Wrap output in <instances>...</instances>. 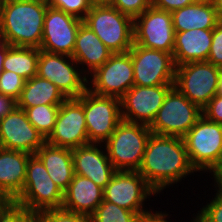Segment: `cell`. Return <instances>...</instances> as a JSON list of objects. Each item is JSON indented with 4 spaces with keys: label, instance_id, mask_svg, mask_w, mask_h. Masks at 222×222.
I'll list each match as a JSON object with an SVG mask.
<instances>
[{
    "label": "cell",
    "instance_id": "cell-35",
    "mask_svg": "<svg viewBox=\"0 0 222 222\" xmlns=\"http://www.w3.org/2000/svg\"><path fill=\"white\" fill-rule=\"evenodd\" d=\"M108 4L134 20L152 6V0H109Z\"/></svg>",
    "mask_w": 222,
    "mask_h": 222
},
{
    "label": "cell",
    "instance_id": "cell-34",
    "mask_svg": "<svg viewBox=\"0 0 222 222\" xmlns=\"http://www.w3.org/2000/svg\"><path fill=\"white\" fill-rule=\"evenodd\" d=\"M216 195L210 203L198 211L194 222H222V187L218 186Z\"/></svg>",
    "mask_w": 222,
    "mask_h": 222
},
{
    "label": "cell",
    "instance_id": "cell-4",
    "mask_svg": "<svg viewBox=\"0 0 222 222\" xmlns=\"http://www.w3.org/2000/svg\"><path fill=\"white\" fill-rule=\"evenodd\" d=\"M83 23L113 54L128 52L133 46V19L109 4L92 5Z\"/></svg>",
    "mask_w": 222,
    "mask_h": 222
},
{
    "label": "cell",
    "instance_id": "cell-9",
    "mask_svg": "<svg viewBox=\"0 0 222 222\" xmlns=\"http://www.w3.org/2000/svg\"><path fill=\"white\" fill-rule=\"evenodd\" d=\"M77 65L72 56L39 49L37 75L56 85L67 98H78L88 87V76Z\"/></svg>",
    "mask_w": 222,
    "mask_h": 222
},
{
    "label": "cell",
    "instance_id": "cell-29",
    "mask_svg": "<svg viewBox=\"0 0 222 222\" xmlns=\"http://www.w3.org/2000/svg\"><path fill=\"white\" fill-rule=\"evenodd\" d=\"M141 217L135 212L119 207L114 203L102 201L89 222H139Z\"/></svg>",
    "mask_w": 222,
    "mask_h": 222
},
{
    "label": "cell",
    "instance_id": "cell-19",
    "mask_svg": "<svg viewBox=\"0 0 222 222\" xmlns=\"http://www.w3.org/2000/svg\"><path fill=\"white\" fill-rule=\"evenodd\" d=\"M101 146L103 145L90 143L74 148L72 149V158L75 174L91 179L104 189L116 170Z\"/></svg>",
    "mask_w": 222,
    "mask_h": 222
},
{
    "label": "cell",
    "instance_id": "cell-42",
    "mask_svg": "<svg viewBox=\"0 0 222 222\" xmlns=\"http://www.w3.org/2000/svg\"><path fill=\"white\" fill-rule=\"evenodd\" d=\"M8 50H9V44L0 41V76L4 71L3 62Z\"/></svg>",
    "mask_w": 222,
    "mask_h": 222
},
{
    "label": "cell",
    "instance_id": "cell-27",
    "mask_svg": "<svg viewBox=\"0 0 222 222\" xmlns=\"http://www.w3.org/2000/svg\"><path fill=\"white\" fill-rule=\"evenodd\" d=\"M39 48L11 46L5 56L3 68L12 71L26 81L37 75Z\"/></svg>",
    "mask_w": 222,
    "mask_h": 222
},
{
    "label": "cell",
    "instance_id": "cell-40",
    "mask_svg": "<svg viewBox=\"0 0 222 222\" xmlns=\"http://www.w3.org/2000/svg\"><path fill=\"white\" fill-rule=\"evenodd\" d=\"M160 211H156L154 213H151L149 215L143 216L141 217L139 222H168L167 220H165V218L169 215L166 213H162V211L159 213Z\"/></svg>",
    "mask_w": 222,
    "mask_h": 222
},
{
    "label": "cell",
    "instance_id": "cell-10",
    "mask_svg": "<svg viewBox=\"0 0 222 222\" xmlns=\"http://www.w3.org/2000/svg\"><path fill=\"white\" fill-rule=\"evenodd\" d=\"M83 108L89 144H104L122 121L120 99L87 89L83 93Z\"/></svg>",
    "mask_w": 222,
    "mask_h": 222
},
{
    "label": "cell",
    "instance_id": "cell-16",
    "mask_svg": "<svg viewBox=\"0 0 222 222\" xmlns=\"http://www.w3.org/2000/svg\"><path fill=\"white\" fill-rule=\"evenodd\" d=\"M173 86L134 85L120 98L122 120L150 126Z\"/></svg>",
    "mask_w": 222,
    "mask_h": 222
},
{
    "label": "cell",
    "instance_id": "cell-30",
    "mask_svg": "<svg viewBox=\"0 0 222 222\" xmlns=\"http://www.w3.org/2000/svg\"><path fill=\"white\" fill-rule=\"evenodd\" d=\"M0 222H37L36 213L15 200L0 201Z\"/></svg>",
    "mask_w": 222,
    "mask_h": 222
},
{
    "label": "cell",
    "instance_id": "cell-38",
    "mask_svg": "<svg viewBox=\"0 0 222 222\" xmlns=\"http://www.w3.org/2000/svg\"><path fill=\"white\" fill-rule=\"evenodd\" d=\"M198 1L200 0H152V6L160 10L172 12Z\"/></svg>",
    "mask_w": 222,
    "mask_h": 222
},
{
    "label": "cell",
    "instance_id": "cell-14",
    "mask_svg": "<svg viewBox=\"0 0 222 222\" xmlns=\"http://www.w3.org/2000/svg\"><path fill=\"white\" fill-rule=\"evenodd\" d=\"M134 44L173 55L175 30L171 12L153 6L133 20Z\"/></svg>",
    "mask_w": 222,
    "mask_h": 222
},
{
    "label": "cell",
    "instance_id": "cell-6",
    "mask_svg": "<svg viewBox=\"0 0 222 222\" xmlns=\"http://www.w3.org/2000/svg\"><path fill=\"white\" fill-rule=\"evenodd\" d=\"M64 193L50 178L43 162L36 154L29 156L24 188L15 199L29 211L41 212L61 208Z\"/></svg>",
    "mask_w": 222,
    "mask_h": 222
},
{
    "label": "cell",
    "instance_id": "cell-31",
    "mask_svg": "<svg viewBox=\"0 0 222 222\" xmlns=\"http://www.w3.org/2000/svg\"><path fill=\"white\" fill-rule=\"evenodd\" d=\"M37 222H89V218L64 208L47 209L36 214Z\"/></svg>",
    "mask_w": 222,
    "mask_h": 222
},
{
    "label": "cell",
    "instance_id": "cell-2",
    "mask_svg": "<svg viewBox=\"0 0 222 222\" xmlns=\"http://www.w3.org/2000/svg\"><path fill=\"white\" fill-rule=\"evenodd\" d=\"M46 0H0V41L40 48Z\"/></svg>",
    "mask_w": 222,
    "mask_h": 222
},
{
    "label": "cell",
    "instance_id": "cell-21",
    "mask_svg": "<svg viewBox=\"0 0 222 222\" xmlns=\"http://www.w3.org/2000/svg\"><path fill=\"white\" fill-rule=\"evenodd\" d=\"M103 201V188L91 179L75 174L64 192L62 208L88 218Z\"/></svg>",
    "mask_w": 222,
    "mask_h": 222
},
{
    "label": "cell",
    "instance_id": "cell-5",
    "mask_svg": "<svg viewBox=\"0 0 222 222\" xmlns=\"http://www.w3.org/2000/svg\"><path fill=\"white\" fill-rule=\"evenodd\" d=\"M191 166L212 173L222 159V124L201 115L183 137Z\"/></svg>",
    "mask_w": 222,
    "mask_h": 222
},
{
    "label": "cell",
    "instance_id": "cell-1",
    "mask_svg": "<svg viewBox=\"0 0 222 222\" xmlns=\"http://www.w3.org/2000/svg\"><path fill=\"white\" fill-rule=\"evenodd\" d=\"M195 171L183 138L151 134L138 172L157 194Z\"/></svg>",
    "mask_w": 222,
    "mask_h": 222
},
{
    "label": "cell",
    "instance_id": "cell-26",
    "mask_svg": "<svg viewBox=\"0 0 222 222\" xmlns=\"http://www.w3.org/2000/svg\"><path fill=\"white\" fill-rule=\"evenodd\" d=\"M66 99L56 85L36 75L25 82L16 103L18 108L25 110L38 105H61Z\"/></svg>",
    "mask_w": 222,
    "mask_h": 222
},
{
    "label": "cell",
    "instance_id": "cell-15",
    "mask_svg": "<svg viewBox=\"0 0 222 222\" xmlns=\"http://www.w3.org/2000/svg\"><path fill=\"white\" fill-rule=\"evenodd\" d=\"M46 143L70 149L89 144L83 94L78 98H67L60 105L55 126Z\"/></svg>",
    "mask_w": 222,
    "mask_h": 222
},
{
    "label": "cell",
    "instance_id": "cell-45",
    "mask_svg": "<svg viewBox=\"0 0 222 222\" xmlns=\"http://www.w3.org/2000/svg\"><path fill=\"white\" fill-rule=\"evenodd\" d=\"M92 5L108 4L109 0H89Z\"/></svg>",
    "mask_w": 222,
    "mask_h": 222
},
{
    "label": "cell",
    "instance_id": "cell-8",
    "mask_svg": "<svg viewBox=\"0 0 222 222\" xmlns=\"http://www.w3.org/2000/svg\"><path fill=\"white\" fill-rule=\"evenodd\" d=\"M220 73L208 61L185 63L175 68L174 87L202 110L217 93Z\"/></svg>",
    "mask_w": 222,
    "mask_h": 222
},
{
    "label": "cell",
    "instance_id": "cell-39",
    "mask_svg": "<svg viewBox=\"0 0 222 222\" xmlns=\"http://www.w3.org/2000/svg\"><path fill=\"white\" fill-rule=\"evenodd\" d=\"M16 106L17 103L15 100L0 93V120L9 114Z\"/></svg>",
    "mask_w": 222,
    "mask_h": 222
},
{
    "label": "cell",
    "instance_id": "cell-25",
    "mask_svg": "<svg viewBox=\"0 0 222 222\" xmlns=\"http://www.w3.org/2000/svg\"><path fill=\"white\" fill-rule=\"evenodd\" d=\"M35 154L43 162L50 178L64 193L75 175L72 149L45 142Z\"/></svg>",
    "mask_w": 222,
    "mask_h": 222
},
{
    "label": "cell",
    "instance_id": "cell-28",
    "mask_svg": "<svg viewBox=\"0 0 222 222\" xmlns=\"http://www.w3.org/2000/svg\"><path fill=\"white\" fill-rule=\"evenodd\" d=\"M59 107L60 105H38L25 109L29 122L45 139L53 131Z\"/></svg>",
    "mask_w": 222,
    "mask_h": 222
},
{
    "label": "cell",
    "instance_id": "cell-13",
    "mask_svg": "<svg viewBox=\"0 0 222 222\" xmlns=\"http://www.w3.org/2000/svg\"><path fill=\"white\" fill-rule=\"evenodd\" d=\"M89 76L90 81H87V86L90 87H87L88 90L98 95L120 99L134 86L133 64L130 53L112 54L102 66Z\"/></svg>",
    "mask_w": 222,
    "mask_h": 222
},
{
    "label": "cell",
    "instance_id": "cell-44",
    "mask_svg": "<svg viewBox=\"0 0 222 222\" xmlns=\"http://www.w3.org/2000/svg\"><path fill=\"white\" fill-rule=\"evenodd\" d=\"M216 94L222 96V69H221V73L219 75L218 88H217Z\"/></svg>",
    "mask_w": 222,
    "mask_h": 222
},
{
    "label": "cell",
    "instance_id": "cell-7",
    "mask_svg": "<svg viewBox=\"0 0 222 222\" xmlns=\"http://www.w3.org/2000/svg\"><path fill=\"white\" fill-rule=\"evenodd\" d=\"M201 115L202 110L173 86L149 128L154 134L183 138Z\"/></svg>",
    "mask_w": 222,
    "mask_h": 222
},
{
    "label": "cell",
    "instance_id": "cell-32",
    "mask_svg": "<svg viewBox=\"0 0 222 222\" xmlns=\"http://www.w3.org/2000/svg\"><path fill=\"white\" fill-rule=\"evenodd\" d=\"M49 7L62 10L83 20L91 10L92 4L89 0H46Z\"/></svg>",
    "mask_w": 222,
    "mask_h": 222
},
{
    "label": "cell",
    "instance_id": "cell-3",
    "mask_svg": "<svg viewBox=\"0 0 222 222\" xmlns=\"http://www.w3.org/2000/svg\"><path fill=\"white\" fill-rule=\"evenodd\" d=\"M152 131L144 124L121 121L104 143L110 162L116 171H138Z\"/></svg>",
    "mask_w": 222,
    "mask_h": 222
},
{
    "label": "cell",
    "instance_id": "cell-18",
    "mask_svg": "<svg viewBox=\"0 0 222 222\" xmlns=\"http://www.w3.org/2000/svg\"><path fill=\"white\" fill-rule=\"evenodd\" d=\"M0 138L7 150L35 154L46 142L44 136L29 122L25 110L17 106L0 120Z\"/></svg>",
    "mask_w": 222,
    "mask_h": 222
},
{
    "label": "cell",
    "instance_id": "cell-22",
    "mask_svg": "<svg viewBox=\"0 0 222 222\" xmlns=\"http://www.w3.org/2000/svg\"><path fill=\"white\" fill-rule=\"evenodd\" d=\"M112 54L97 35L82 22L77 32L72 58L78 63V66L79 64L83 65L81 71H83L84 75L92 74Z\"/></svg>",
    "mask_w": 222,
    "mask_h": 222
},
{
    "label": "cell",
    "instance_id": "cell-37",
    "mask_svg": "<svg viewBox=\"0 0 222 222\" xmlns=\"http://www.w3.org/2000/svg\"><path fill=\"white\" fill-rule=\"evenodd\" d=\"M202 115L208 120L222 124V96L216 94L202 109Z\"/></svg>",
    "mask_w": 222,
    "mask_h": 222
},
{
    "label": "cell",
    "instance_id": "cell-33",
    "mask_svg": "<svg viewBox=\"0 0 222 222\" xmlns=\"http://www.w3.org/2000/svg\"><path fill=\"white\" fill-rule=\"evenodd\" d=\"M26 80L12 71H3L0 76V93L17 101Z\"/></svg>",
    "mask_w": 222,
    "mask_h": 222
},
{
    "label": "cell",
    "instance_id": "cell-11",
    "mask_svg": "<svg viewBox=\"0 0 222 222\" xmlns=\"http://www.w3.org/2000/svg\"><path fill=\"white\" fill-rule=\"evenodd\" d=\"M156 193L138 171H116L103 189V201L114 203L143 217L152 213L143 209L144 201Z\"/></svg>",
    "mask_w": 222,
    "mask_h": 222
},
{
    "label": "cell",
    "instance_id": "cell-36",
    "mask_svg": "<svg viewBox=\"0 0 222 222\" xmlns=\"http://www.w3.org/2000/svg\"><path fill=\"white\" fill-rule=\"evenodd\" d=\"M207 61L222 69V20L212 30V44Z\"/></svg>",
    "mask_w": 222,
    "mask_h": 222
},
{
    "label": "cell",
    "instance_id": "cell-12",
    "mask_svg": "<svg viewBox=\"0 0 222 222\" xmlns=\"http://www.w3.org/2000/svg\"><path fill=\"white\" fill-rule=\"evenodd\" d=\"M131 55L136 86L174 85L175 64L171 53L134 44Z\"/></svg>",
    "mask_w": 222,
    "mask_h": 222
},
{
    "label": "cell",
    "instance_id": "cell-41",
    "mask_svg": "<svg viewBox=\"0 0 222 222\" xmlns=\"http://www.w3.org/2000/svg\"><path fill=\"white\" fill-rule=\"evenodd\" d=\"M212 175L214 177V181H215V188L217 189V187H222V159L221 162L219 163V165L215 168V170L212 172Z\"/></svg>",
    "mask_w": 222,
    "mask_h": 222
},
{
    "label": "cell",
    "instance_id": "cell-24",
    "mask_svg": "<svg viewBox=\"0 0 222 222\" xmlns=\"http://www.w3.org/2000/svg\"><path fill=\"white\" fill-rule=\"evenodd\" d=\"M175 32L213 30L222 20L211 0H200L171 12Z\"/></svg>",
    "mask_w": 222,
    "mask_h": 222
},
{
    "label": "cell",
    "instance_id": "cell-46",
    "mask_svg": "<svg viewBox=\"0 0 222 222\" xmlns=\"http://www.w3.org/2000/svg\"><path fill=\"white\" fill-rule=\"evenodd\" d=\"M3 149L1 138H0V151Z\"/></svg>",
    "mask_w": 222,
    "mask_h": 222
},
{
    "label": "cell",
    "instance_id": "cell-23",
    "mask_svg": "<svg viewBox=\"0 0 222 222\" xmlns=\"http://www.w3.org/2000/svg\"><path fill=\"white\" fill-rule=\"evenodd\" d=\"M212 44V30L191 29L175 32L173 60L175 66L207 61Z\"/></svg>",
    "mask_w": 222,
    "mask_h": 222
},
{
    "label": "cell",
    "instance_id": "cell-17",
    "mask_svg": "<svg viewBox=\"0 0 222 222\" xmlns=\"http://www.w3.org/2000/svg\"><path fill=\"white\" fill-rule=\"evenodd\" d=\"M83 20L47 7L40 50L72 56L77 32Z\"/></svg>",
    "mask_w": 222,
    "mask_h": 222
},
{
    "label": "cell",
    "instance_id": "cell-43",
    "mask_svg": "<svg viewBox=\"0 0 222 222\" xmlns=\"http://www.w3.org/2000/svg\"><path fill=\"white\" fill-rule=\"evenodd\" d=\"M216 8L219 17L222 19V0H211Z\"/></svg>",
    "mask_w": 222,
    "mask_h": 222
},
{
    "label": "cell",
    "instance_id": "cell-20",
    "mask_svg": "<svg viewBox=\"0 0 222 222\" xmlns=\"http://www.w3.org/2000/svg\"><path fill=\"white\" fill-rule=\"evenodd\" d=\"M31 154L2 149L0 151V199L15 200L22 192Z\"/></svg>",
    "mask_w": 222,
    "mask_h": 222
}]
</instances>
